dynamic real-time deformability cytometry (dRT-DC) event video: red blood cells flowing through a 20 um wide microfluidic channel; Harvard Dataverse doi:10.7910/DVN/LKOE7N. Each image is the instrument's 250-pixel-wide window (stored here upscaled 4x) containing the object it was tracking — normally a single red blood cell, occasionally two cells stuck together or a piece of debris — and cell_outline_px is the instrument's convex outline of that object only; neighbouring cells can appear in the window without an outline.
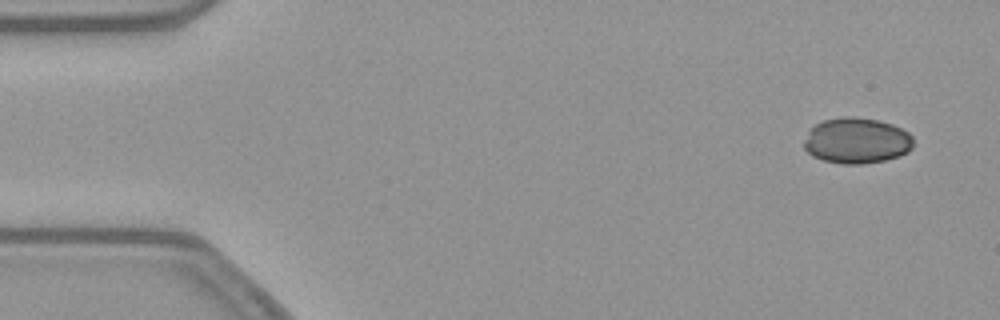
{"species": "common noctule bat (a hibernating species)", "species_latin": "Nyctalus noctula", "temperature_condition": "warm", "stored_images_in_passage": 53, "camera_frame_rate_fps": 3000, "um_per_image_px": 0.085, "animal": {"sex": "female", "body_mass_g": 21.9}, "frame": {"image": 1, "passage_image": 3, "time_ms": 0.667, "image_size_px": [1000, 320], "cell_outline_px": [[912, 148], [908, 152], [900, 156], [884, 160], [864, 164], [840, 164], [824, 160], [812, 156], [804, 148], [804, 140], [808, 132], [816, 124], [824, 120], [844, 116], [856, 116], [880, 120], [892, 124], [908, 132], [912, 136]], "centroid_in_image_um": [72.82, 11.95], "position_along_channel_um": 12.2, "area_um2": 29.36}}
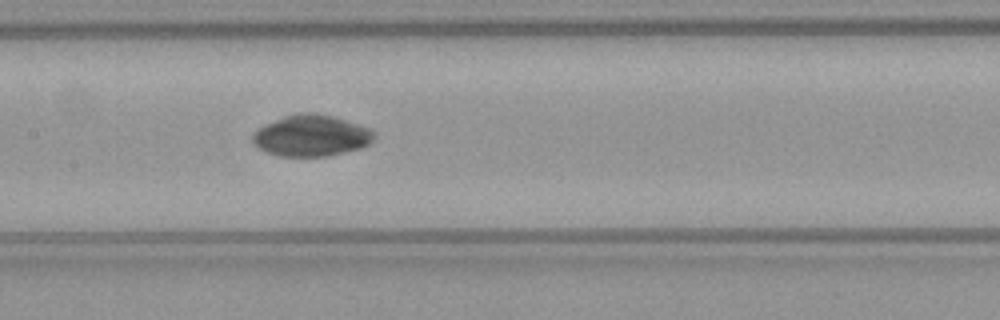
{"frame": {"image": 2, "passage_image": 25, "time_ms": 8.0, "image_size_px": [1000, 320], "cell_outline_px": [[376, 136], [368, 144], [360, 148], [328, 156], [280, 156], [268, 152], [252, 144], [252, 136], [260, 128], [284, 116], [296, 112], [312, 112], [332, 116], [372, 128], [376, 132]], "centroid_in_image_um": [26.5, 11.52], "position_along_channel_um": 180.9, "area_um2": 29.13}}
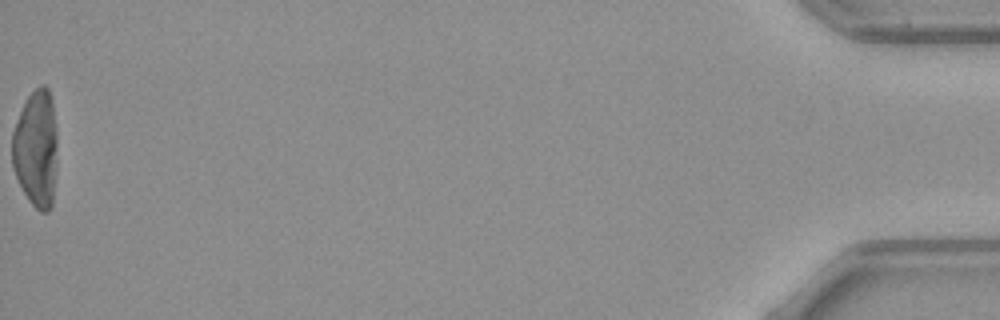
{"frame": {"image": 3, "passage_image": 53, "time_ms": 17.333, "image_size_px": [1000, 320], "cell_outline_px": [[56, 172], [52, 204], [48, 212], [40, 212], [28, 200], [12, 168], [12, 132], [20, 112], [28, 96], [40, 84], [44, 84], [48, 88], [52, 96], [56, 128]], "centroid_in_image_um": [3.07, 12.63], "position_along_channel_um": 432.1, "area_um2": 31.15}}